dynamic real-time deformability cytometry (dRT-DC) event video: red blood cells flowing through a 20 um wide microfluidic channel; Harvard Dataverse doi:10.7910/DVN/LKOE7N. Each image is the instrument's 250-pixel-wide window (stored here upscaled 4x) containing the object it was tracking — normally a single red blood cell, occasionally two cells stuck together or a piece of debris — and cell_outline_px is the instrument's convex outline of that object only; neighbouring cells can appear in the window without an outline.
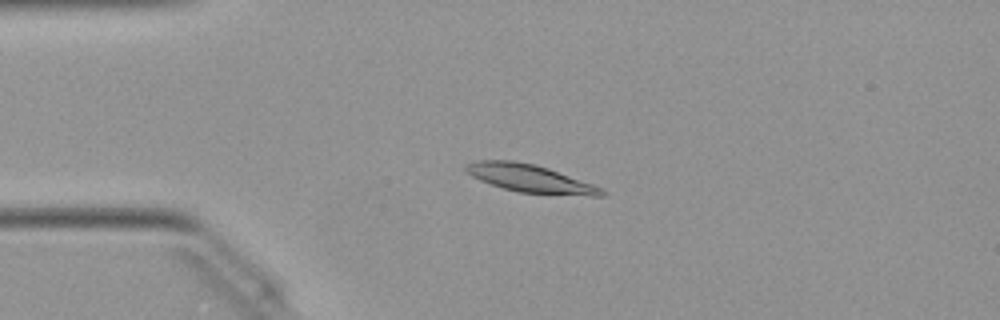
{"species": "Egyptian fruit bat (a non-hibernating species)", "species_latin": "Rousettus aegyptiacus", "temperature_condition": "warm", "stored_images_in_passage": 50, "camera_frame_rate_fps": 3000, "um_per_image_px": 0.085, "animal": {"sex": "female"}, "frame": {"image": 1, "passage_image": 11, "time_ms": 3.333, "image_size_px": [1000, 320], "cell_outline_px": [[604, 196], [592, 196], [520, 192], [504, 188], [480, 180], [472, 176], [464, 168], [464, 164], [476, 160], [512, 160], [532, 164], [548, 168], [592, 184], [600, 188], [604, 192]], "centroid_in_image_um": [45.01, 15.15], "position_along_channel_um": 40.0, "area_um2": 21.56}}
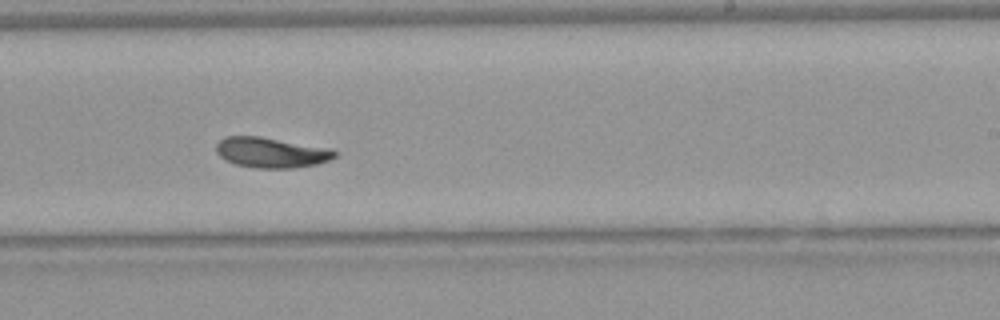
{"frame": {"image": 2, "passage_image": 30, "time_ms": 9.667, "image_size_px": [1000, 320], "cell_outline_px": [[336, 156], [328, 160], [316, 164], [292, 168], [256, 168], [236, 164], [224, 160], [216, 152], [216, 144], [224, 136], [260, 136], [328, 148], [336, 152]], "centroid_in_image_um": [23.0, 12.96], "position_along_channel_um": 266.0, "area_um2": 20.81}}
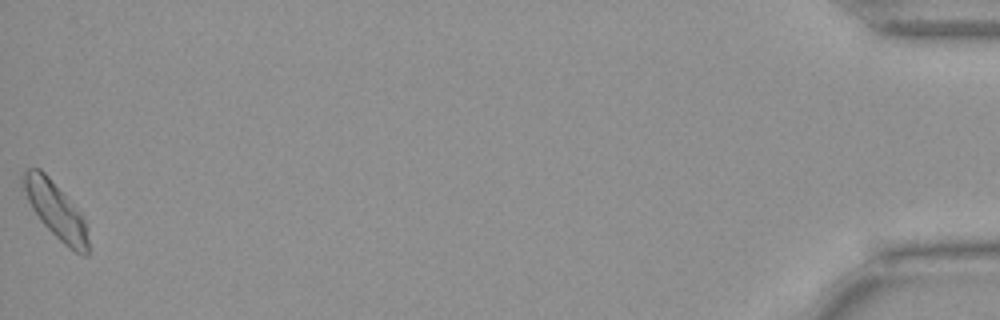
{"frame": {"image": 3, "passage_image": 50, "time_ms": 16.333, "image_size_px": [1000, 320], "cell_outline_px": [[88, 256], [80, 256], [68, 248], [40, 220], [32, 208], [20, 184], [20, 176], [28, 168], [40, 168], [48, 176], [84, 216], [88, 240]], "centroid_in_image_um": [4.72, 17.87], "position_along_channel_um": 430.5, "area_um2": 21.33}, "authors_computed_cell_mechanics": {"area_um2": 20.7791, "velocity_mm_per_s": 3.997, "shape_relaxation_time_tau1_ms": 3.2611, "shape_relaxation_time_tau2_ms": 6.4251, "deformation_change_tau1": 0.1333, "deformation_change_tau2": 0.1256}}